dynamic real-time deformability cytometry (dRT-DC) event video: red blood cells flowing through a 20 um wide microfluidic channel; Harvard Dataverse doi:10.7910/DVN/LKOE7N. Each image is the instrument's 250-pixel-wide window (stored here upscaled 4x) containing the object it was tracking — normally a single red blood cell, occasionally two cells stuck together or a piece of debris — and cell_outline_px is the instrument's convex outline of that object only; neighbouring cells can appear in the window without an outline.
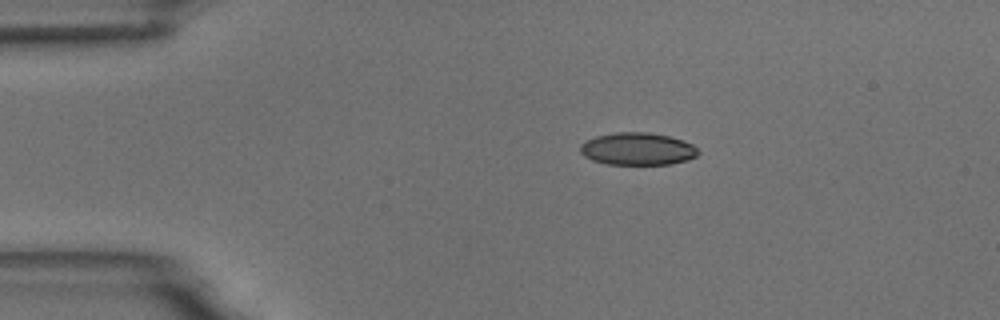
{"species": "common noctule bat (a hibernating species)", "species_latin": "Nyctalus noctula", "temperature_condition": "room temperature", "stored_images_in_passage": 3, "camera_frame_rate_fps": 3000, "um_per_image_px": 0.085, "animal": {"sex": "male", "body_mass_g": 18.8}, "frame": {"image": 1, "passage_image": 1, "time_ms": 0.0, "image_size_px": [1000, 320], "cell_outline_px": [[700, 152], [696, 156], [688, 160], [672, 164], [608, 164], [592, 160], [584, 156], [580, 152], [580, 144], [596, 136], [616, 132], [648, 132], [668, 136], [684, 140], [692, 144]], "centroid_in_image_um": [54.2, 12.66], "position_along_channel_um": 30.8, "area_um2": 22.31}}